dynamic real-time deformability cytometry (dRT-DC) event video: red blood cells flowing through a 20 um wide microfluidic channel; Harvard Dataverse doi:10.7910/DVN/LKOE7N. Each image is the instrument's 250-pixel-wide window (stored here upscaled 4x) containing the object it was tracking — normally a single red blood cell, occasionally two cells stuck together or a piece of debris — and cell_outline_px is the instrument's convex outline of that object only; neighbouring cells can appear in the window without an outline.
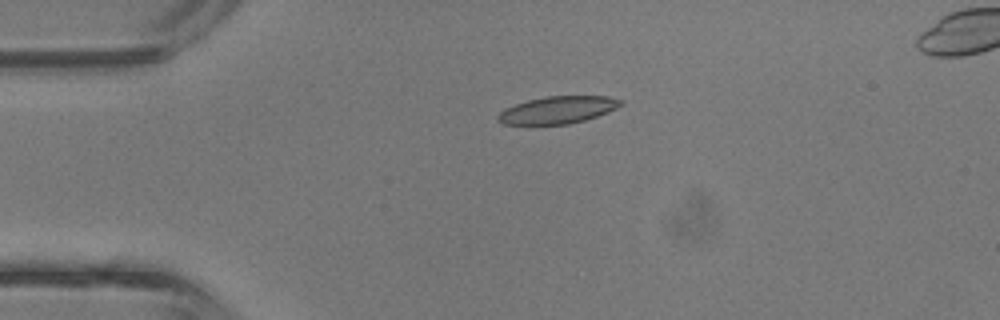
{"species": "common noctule bat (a hibernating species)", "species_latin": "Nyctalus noctula", "temperature_condition": "room temperature", "stored_images_in_passage": 3, "camera_frame_rate_fps": 3000, "um_per_image_px": 0.085, "animal": {"sex": "male", "body_mass_g": 13.3}, "frame": {"image": 1, "passage_image": 1, "time_ms": 0.0, "image_size_px": [1000, 320], "cell_outline_px": [[624, 104], [608, 112], [584, 120], [568, 124], [504, 124], [496, 120], [496, 116], [504, 108], [528, 100], [548, 96], [608, 96], [624, 100]], "centroid_in_image_um": [47.42, 9.34], "position_along_channel_um": 37.6, "area_um2": 19.48}}